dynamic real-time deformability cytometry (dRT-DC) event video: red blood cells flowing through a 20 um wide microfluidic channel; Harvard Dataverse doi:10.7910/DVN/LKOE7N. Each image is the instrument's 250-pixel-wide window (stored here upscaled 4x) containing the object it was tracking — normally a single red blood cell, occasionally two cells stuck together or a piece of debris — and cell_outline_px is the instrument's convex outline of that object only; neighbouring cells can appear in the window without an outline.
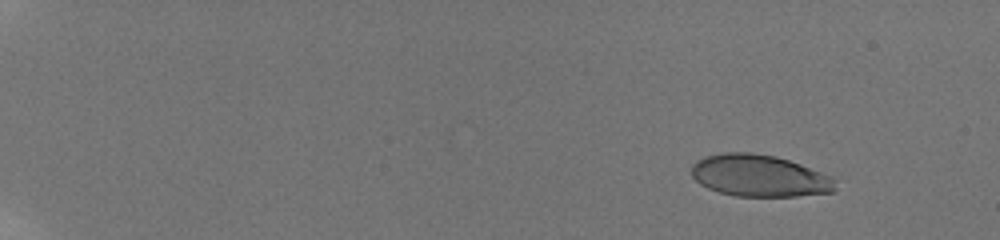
{"species": "human", "species_latin": "Homo sapiens", "temperature_condition": "room temperature", "stored_images_in_passage": 19, "camera_frame_rate_fps": 3000, "um_per_image_px": 0.085, "donor": {"sex": "male"}, "frame": {"image": 1, "passage_image": 3, "time_ms": 2.333, "image_size_px": [1000, 240], "cell_outline_px": [[836, 192], [796, 196], [736, 196], [720, 192], [708, 188], [700, 184], [692, 176], [692, 164], [696, 160], [704, 156], [720, 152], [752, 152], [776, 156], [800, 164], [832, 176], [836, 180]], "centroid_in_image_um": [64.56, 14.93], "position_along_channel_um": 20.4, "area_um2": 35.43}}
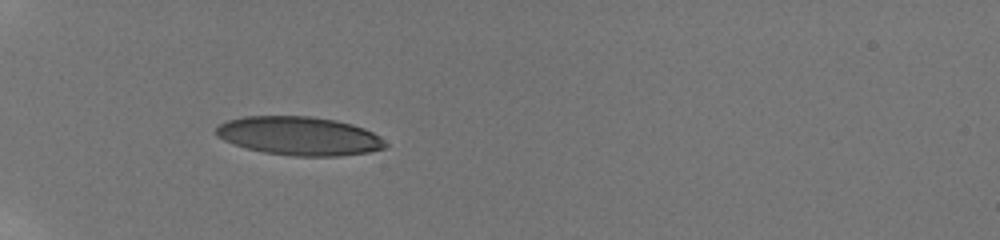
{"frame": {"image": 2, "passage_image": 12, "time_ms": 7.333, "image_size_px": [1000, 240], "cell_outline_px": [[388, 148], [368, 152], [340, 156], [296, 156], [264, 152], [248, 148], [224, 140], [216, 136], [216, 128], [220, 124], [228, 120], [244, 116], [312, 116], [336, 120], [352, 124], [364, 128], [380, 136], [388, 144]], "centroid_in_image_um": [25.48, 11.55], "position_along_channel_um": 59.5, "area_um2": 38.15}}